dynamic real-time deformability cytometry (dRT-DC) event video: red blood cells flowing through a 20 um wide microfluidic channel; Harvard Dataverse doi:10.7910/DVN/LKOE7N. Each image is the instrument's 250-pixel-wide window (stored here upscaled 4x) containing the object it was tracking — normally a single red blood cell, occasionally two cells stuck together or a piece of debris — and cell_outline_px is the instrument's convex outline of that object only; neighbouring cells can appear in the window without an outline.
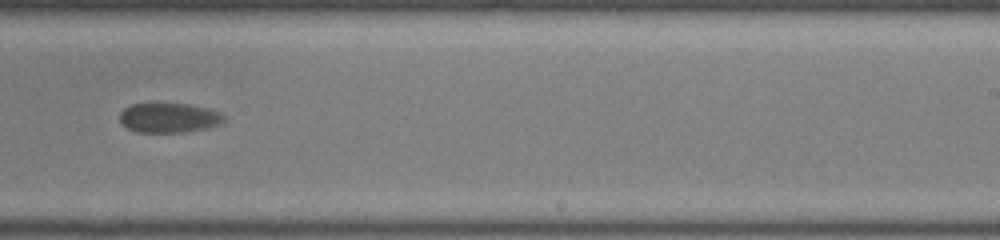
{"species": "common noctule bat (a hibernating species)", "species_latin": "Nyctalus noctula", "temperature_condition": "room temperature", "stored_images_in_passage": 40, "camera_frame_rate_fps": 3000, "um_per_image_px": 0.085, "animal": {"sex": "female", "body_mass_g": 22.0, "forearm_length_mm": 56.7}, "frame": {"image": 1, "passage_image": 23, "time_ms": 7.333, "image_size_px": [1000, 240], "cell_outline_px": [[224, 120], [220, 124], [208, 128], [184, 132], [136, 132], [128, 128], [120, 120], [120, 112], [124, 108], [132, 104], [188, 104], [208, 108], [220, 112], [224, 116]], "centroid_in_image_um": [14.38, 10.01], "position_along_channel_um": 274.6, "area_um2": 17.92}}
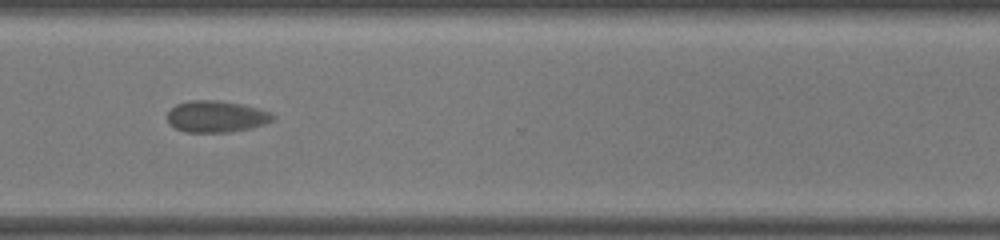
{"frame": {"image": 2, "passage_image": 29, "time_ms": 9.333, "image_size_px": [1000, 240], "cell_outline_px": [[276, 116], [272, 120], [264, 124], [252, 128], [228, 132], [184, 132], [176, 128], [168, 120], [168, 112], [176, 104], [188, 100], [220, 100], [260, 108], [272, 112]], "centroid_in_image_um": [18.42, 9.89], "position_along_channel_um": 352.2, "area_um2": 19.48}}